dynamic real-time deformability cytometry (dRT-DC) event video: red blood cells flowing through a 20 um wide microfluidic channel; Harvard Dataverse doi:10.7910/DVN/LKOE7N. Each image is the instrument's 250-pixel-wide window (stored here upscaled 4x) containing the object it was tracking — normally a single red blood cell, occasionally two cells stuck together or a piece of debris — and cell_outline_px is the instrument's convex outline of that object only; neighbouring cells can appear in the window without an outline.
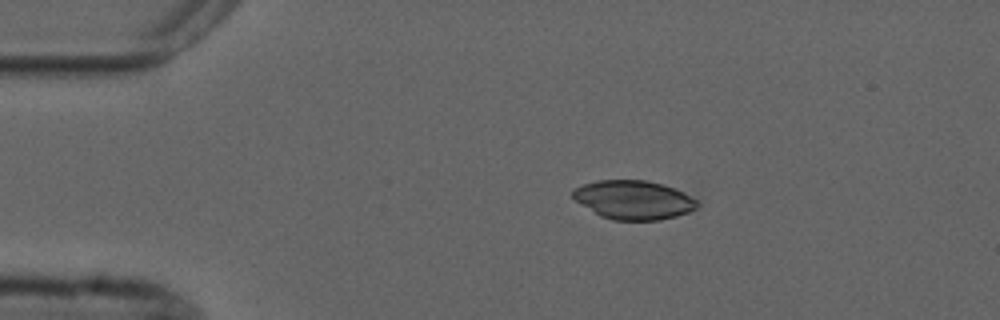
{"species": "common noctule bat (a hibernating species)", "species_latin": "Nyctalus noctula", "temperature_condition": "cold", "stored_images_in_passage": 4, "camera_frame_rate_fps": 3000, "um_per_image_px": 0.085, "animal": {"sex": "male", "forearm_length_mm": 52.5}, "frame": {"image": 1, "passage_image": 4, "time_ms": 3.667, "image_size_px": [1000, 320], "cell_outline_px": [[700, 204], [696, 208], [688, 212], [676, 216], [660, 220], [612, 220], [600, 216], [576, 200], [572, 196], [572, 188], [596, 180], [644, 180], [676, 188], [684, 192], [696, 200]], "centroid_in_image_um": [53.85, 16.99], "position_along_channel_um": 31.1, "area_um2": 28.15}}